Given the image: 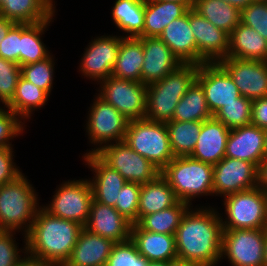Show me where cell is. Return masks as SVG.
Listing matches in <instances>:
<instances>
[{
    "label": "cell",
    "instance_id": "obj_1",
    "mask_svg": "<svg viewBox=\"0 0 267 266\" xmlns=\"http://www.w3.org/2000/svg\"><path fill=\"white\" fill-rule=\"evenodd\" d=\"M218 209L190 206L175 233L178 261L217 266L221 261L222 224Z\"/></svg>",
    "mask_w": 267,
    "mask_h": 266
},
{
    "label": "cell",
    "instance_id": "obj_2",
    "mask_svg": "<svg viewBox=\"0 0 267 266\" xmlns=\"http://www.w3.org/2000/svg\"><path fill=\"white\" fill-rule=\"evenodd\" d=\"M83 228L78 222L53 216L41 206L26 234V255L36 261L64 266Z\"/></svg>",
    "mask_w": 267,
    "mask_h": 266
},
{
    "label": "cell",
    "instance_id": "obj_3",
    "mask_svg": "<svg viewBox=\"0 0 267 266\" xmlns=\"http://www.w3.org/2000/svg\"><path fill=\"white\" fill-rule=\"evenodd\" d=\"M198 64L182 63L163 79L147 85L148 120L166 123L172 120L176 105L196 81Z\"/></svg>",
    "mask_w": 267,
    "mask_h": 266
},
{
    "label": "cell",
    "instance_id": "obj_4",
    "mask_svg": "<svg viewBox=\"0 0 267 266\" xmlns=\"http://www.w3.org/2000/svg\"><path fill=\"white\" fill-rule=\"evenodd\" d=\"M38 196L24 173L0 185V230L21 231L26 236L41 207Z\"/></svg>",
    "mask_w": 267,
    "mask_h": 266
},
{
    "label": "cell",
    "instance_id": "obj_5",
    "mask_svg": "<svg viewBox=\"0 0 267 266\" xmlns=\"http://www.w3.org/2000/svg\"><path fill=\"white\" fill-rule=\"evenodd\" d=\"M179 201L192 206L201 196H213V165L191 156L175 157L162 171Z\"/></svg>",
    "mask_w": 267,
    "mask_h": 266
},
{
    "label": "cell",
    "instance_id": "obj_6",
    "mask_svg": "<svg viewBox=\"0 0 267 266\" xmlns=\"http://www.w3.org/2000/svg\"><path fill=\"white\" fill-rule=\"evenodd\" d=\"M124 142L162 171L175 157L166 123L146 118L128 122Z\"/></svg>",
    "mask_w": 267,
    "mask_h": 266
},
{
    "label": "cell",
    "instance_id": "obj_7",
    "mask_svg": "<svg viewBox=\"0 0 267 266\" xmlns=\"http://www.w3.org/2000/svg\"><path fill=\"white\" fill-rule=\"evenodd\" d=\"M222 229H267V194L257 186L223 197Z\"/></svg>",
    "mask_w": 267,
    "mask_h": 266
},
{
    "label": "cell",
    "instance_id": "obj_8",
    "mask_svg": "<svg viewBox=\"0 0 267 266\" xmlns=\"http://www.w3.org/2000/svg\"><path fill=\"white\" fill-rule=\"evenodd\" d=\"M86 121L88 140L95 148L85 154L97 153L107 144L124 141L129 120L111 104L95 95ZM98 145V146H97Z\"/></svg>",
    "mask_w": 267,
    "mask_h": 266
},
{
    "label": "cell",
    "instance_id": "obj_9",
    "mask_svg": "<svg viewBox=\"0 0 267 266\" xmlns=\"http://www.w3.org/2000/svg\"><path fill=\"white\" fill-rule=\"evenodd\" d=\"M58 186L49 205L42 207L53 216L85 226L93 201L89 179L67 180Z\"/></svg>",
    "mask_w": 267,
    "mask_h": 266
},
{
    "label": "cell",
    "instance_id": "obj_10",
    "mask_svg": "<svg viewBox=\"0 0 267 266\" xmlns=\"http://www.w3.org/2000/svg\"><path fill=\"white\" fill-rule=\"evenodd\" d=\"M266 229H223L220 259L231 266H264Z\"/></svg>",
    "mask_w": 267,
    "mask_h": 266
},
{
    "label": "cell",
    "instance_id": "obj_11",
    "mask_svg": "<svg viewBox=\"0 0 267 266\" xmlns=\"http://www.w3.org/2000/svg\"><path fill=\"white\" fill-rule=\"evenodd\" d=\"M95 154L127 182L142 185L155 180L161 174L156 166L131 149L124 141L107 144Z\"/></svg>",
    "mask_w": 267,
    "mask_h": 266
},
{
    "label": "cell",
    "instance_id": "obj_12",
    "mask_svg": "<svg viewBox=\"0 0 267 266\" xmlns=\"http://www.w3.org/2000/svg\"><path fill=\"white\" fill-rule=\"evenodd\" d=\"M99 85L97 95L116 108L129 121L145 117L146 84L109 76Z\"/></svg>",
    "mask_w": 267,
    "mask_h": 266
},
{
    "label": "cell",
    "instance_id": "obj_13",
    "mask_svg": "<svg viewBox=\"0 0 267 266\" xmlns=\"http://www.w3.org/2000/svg\"><path fill=\"white\" fill-rule=\"evenodd\" d=\"M121 42L122 36L113 34L92 39L81 57L79 72L82 76L98 84L112 76Z\"/></svg>",
    "mask_w": 267,
    "mask_h": 266
},
{
    "label": "cell",
    "instance_id": "obj_14",
    "mask_svg": "<svg viewBox=\"0 0 267 266\" xmlns=\"http://www.w3.org/2000/svg\"><path fill=\"white\" fill-rule=\"evenodd\" d=\"M257 174L258 168L253 163L224 157L213 166V196L224 197L254 188Z\"/></svg>",
    "mask_w": 267,
    "mask_h": 266
},
{
    "label": "cell",
    "instance_id": "obj_15",
    "mask_svg": "<svg viewBox=\"0 0 267 266\" xmlns=\"http://www.w3.org/2000/svg\"><path fill=\"white\" fill-rule=\"evenodd\" d=\"M218 63L230 75L241 96L251 101L267 97V61L226 57Z\"/></svg>",
    "mask_w": 267,
    "mask_h": 266
},
{
    "label": "cell",
    "instance_id": "obj_16",
    "mask_svg": "<svg viewBox=\"0 0 267 266\" xmlns=\"http://www.w3.org/2000/svg\"><path fill=\"white\" fill-rule=\"evenodd\" d=\"M196 81L204 90L212 116L225 104L235 102L241 96L230 75L218 62L199 65Z\"/></svg>",
    "mask_w": 267,
    "mask_h": 266
},
{
    "label": "cell",
    "instance_id": "obj_17",
    "mask_svg": "<svg viewBox=\"0 0 267 266\" xmlns=\"http://www.w3.org/2000/svg\"><path fill=\"white\" fill-rule=\"evenodd\" d=\"M190 27L197 45L198 65L219 62L227 57L228 33L215 27L193 9H190Z\"/></svg>",
    "mask_w": 267,
    "mask_h": 266
},
{
    "label": "cell",
    "instance_id": "obj_18",
    "mask_svg": "<svg viewBox=\"0 0 267 266\" xmlns=\"http://www.w3.org/2000/svg\"><path fill=\"white\" fill-rule=\"evenodd\" d=\"M143 45L141 82L149 85L163 79L182 63L159 37H137Z\"/></svg>",
    "mask_w": 267,
    "mask_h": 266
},
{
    "label": "cell",
    "instance_id": "obj_19",
    "mask_svg": "<svg viewBox=\"0 0 267 266\" xmlns=\"http://www.w3.org/2000/svg\"><path fill=\"white\" fill-rule=\"evenodd\" d=\"M264 129L246 125L231 129L226 142L225 157L246 160L257 168L265 159Z\"/></svg>",
    "mask_w": 267,
    "mask_h": 266
},
{
    "label": "cell",
    "instance_id": "obj_20",
    "mask_svg": "<svg viewBox=\"0 0 267 266\" xmlns=\"http://www.w3.org/2000/svg\"><path fill=\"white\" fill-rule=\"evenodd\" d=\"M132 223L114 207L93 199L89 218L84 226L89 232L111 239L114 243L130 239Z\"/></svg>",
    "mask_w": 267,
    "mask_h": 266
},
{
    "label": "cell",
    "instance_id": "obj_21",
    "mask_svg": "<svg viewBox=\"0 0 267 266\" xmlns=\"http://www.w3.org/2000/svg\"><path fill=\"white\" fill-rule=\"evenodd\" d=\"M82 158L85 165L94 173V177L89 179L93 199L115 207L119 191L127 181L116 170L106 165L95 153L84 154Z\"/></svg>",
    "mask_w": 267,
    "mask_h": 266
},
{
    "label": "cell",
    "instance_id": "obj_22",
    "mask_svg": "<svg viewBox=\"0 0 267 266\" xmlns=\"http://www.w3.org/2000/svg\"><path fill=\"white\" fill-rule=\"evenodd\" d=\"M229 132L230 129L214 117L203 121L199 138L189 156L214 166L225 157Z\"/></svg>",
    "mask_w": 267,
    "mask_h": 266
},
{
    "label": "cell",
    "instance_id": "obj_23",
    "mask_svg": "<svg viewBox=\"0 0 267 266\" xmlns=\"http://www.w3.org/2000/svg\"><path fill=\"white\" fill-rule=\"evenodd\" d=\"M159 38L181 63L198 64L197 45L190 27V9L180 18L170 22Z\"/></svg>",
    "mask_w": 267,
    "mask_h": 266
},
{
    "label": "cell",
    "instance_id": "obj_24",
    "mask_svg": "<svg viewBox=\"0 0 267 266\" xmlns=\"http://www.w3.org/2000/svg\"><path fill=\"white\" fill-rule=\"evenodd\" d=\"M130 239L148 262H174L178 260L175 235L154 233L132 224Z\"/></svg>",
    "mask_w": 267,
    "mask_h": 266
},
{
    "label": "cell",
    "instance_id": "obj_25",
    "mask_svg": "<svg viewBox=\"0 0 267 266\" xmlns=\"http://www.w3.org/2000/svg\"><path fill=\"white\" fill-rule=\"evenodd\" d=\"M114 242L83 228L64 266H106Z\"/></svg>",
    "mask_w": 267,
    "mask_h": 266
},
{
    "label": "cell",
    "instance_id": "obj_26",
    "mask_svg": "<svg viewBox=\"0 0 267 266\" xmlns=\"http://www.w3.org/2000/svg\"><path fill=\"white\" fill-rule=\"evenodd\" d=\"M54 2V0H0V16L15 23H39L49 20L56 13Z\"/></svg>",
    "mask_w": 267,
    "mask_h": 266
},
{
    "label": "cell",
    "instance_id": "obj_27",
    "mask_svg": "<svg viewBox=\"0 0 267 266\" xmlns=\"http://www.w3.org/2000/svg\"><path fill=\"white\" fill-rule=\"evenodd\" d=\"M227 57L267 61V40L255 29L240 22L229 34Z\"/></svg>",
    "mask_w": 267,
    "mask_h": 266
},
{
    "label": "cell",
    "instance_id": "obj_28",
    "mask_svg": "<svg viewBox=\"0 0 267 266\" xmlns=\"http://www.w3.org/2000/svg\"><path fill=\"white\" fill-rule=\"evenodd\" d=\"M178 201L168 181L160 174L155 180L141 185L138 221L143 216L167 209Z\"/></svg>",
    "mask_w": 267,
    "mask_h": 266
},
{
    "label": "cell",
    "instance_id": "obj_29",
    "mask_svg": "<svg viewBox=\"0 0 267 266\" xmlns=\"http://www.w3.org/2000/svg\"><path fill=\"white\" fill-rule=\"evenodd\" d=\"M188 10L180 3L145 0L143 37H159L170 22Z\"/></svg>",
    "mask_w": 267,
    "mask_h": 266
},
{
    "label": "cell",
    "instance_id": "obj_30",
    "mask_svg": "<svg viewBox=\"0 0 267 266\" xmlns=\"http://www.w3.org/2000/svg\"><path fill=\"white\" fill-rule=\"evenodd\" d=\"M144 61L142 42L135 37H123L119 47L112 76L118 79L141 82V70Z\"/></svg>",
    "mask_w": 267,
    "mask_h": 266
},
{
    "label": "cell",
    "instance_id": "obj_31",
    "mask_svg": "<svg viewBox=\"0 0 267 266\" xmlns=\"http://www.w3.org/2000/svg\"><path fill=\"white\" fill-rule=\"evenodd\" d=\"M55 15L57 14L39 23H21L20 66L40 62L52 54L41 38L54 21Z\"/></svg>",
    "mask_w": 267,
    "mask_h": 266
},
{
    "label": "cell",
    "instance_id": "obj_32",
    "mask_svg": "<svg viewBox=\"0 0 267 266\" xmlns=\"http://www.w3.org/2000/svg\"><path fill=\"white\" fill-rule=\"evenodd\" d=\"M112 20L123 37H143L145 0H115Z\"/></svg>",
    "mask_w": 267,
    "mask_h": 266
},
{
    "label": "cell",
    "instance_id": "obj_33",
    "mask_svg": "<svg viewBox=\"0 0 267 266\" xmlns=\"http://www.w3.org/2000/svg\"><path fill=\"white\" fill-rule=\"evenodd\" d=\"M50 95L35 84L20 77L12 100L6 107L17 114L23 122H27L33 116V111H37L47 104Z\"/></svg>",
    "mask_w": 267,
    "mask_h": 266
},
{
    "label": "cell",
    "instance_id": "obj_34",
    "mask_svg": "<svg viewBox=\"0 0 267 266\" xmlns=\"http://www.w3.org/2000/svg\"><path fill=\"white\" fill-rule=\"evenodd\" d=\"M193 10L228 34L241 22V10L223 0H196Z\"/></svg>",
    "mask_w": 267,
    "mask_h": 266
},
{
    "label": "cell",
    "instance_id": "obj_35",
    "mask_svg": "<svg viewBox=\"0 0 267 266\" xmlns=\"http://www.w3.org/2000/svg\"><path fill=\"white\" fill-rule=\"evenodd\" d=\"M203 121L166 122L170 148L174 157L189 156L197 143Z\"/></svg>",
    "mask_w": 267,
    "mask_h": 266
},
{
    "label": "cell",
    "instance_id": "obj_36",
    "mask_svg": "<svg viewBox=\"0 0 267 266\" xmlns=\"http://www.w3.org/2000/svg\"><path fill=\"white\" fill-rule=\"evenodd\" d=\"M212 117L204 90L201 85L195 81L176 105L172 120L205 121Z\"/></svg>",
    "mask_w": 267,
    "mask_h": 266
},
{
    "label": "cell",
    "instance_id": "obj_37",
    "mask_svg": "<svg viewBox=\"0 0 267 266\" xmlns=\"http://www.w3.org/2000/svg\"><path fill=\"white\" fill-rule=\"evenodd\" d=\"M190 205L178 201L175 205L143 216L136 224L143 230L154 233L175 235L180 221Z\"/></svg>",
    "mask_w": 267,
    "mask_h": 266
},
{
    "label": "cell",
    "instance_id": "obj_38",
    "mask_svg": "<svg viewBox=\"0 0 267 266\" xmlns=\"http://www.w3.org/2000/svg\"><path fill=\"white\" fill-rule=\"evenodd\" d=\"M252 101L244 96L221 107L213 117L230 130L251 124Z\"/></svg>",
    "mask_w": 267,
    "mask_h": 266
},
{
    "label": "cell",
    "instance_id": "obj_39",
    "mask_svg": "<svg viewBox=\"0 0 267 266\" xmlns=\"http://www.w3.org/2000/svg\"><path fill=\"white\" fill-rule=\"evenodd\" d=\"M54 57L51 54L40 62L21 66V77L46 91L49 95L53 89Z\"/></svg>",
    "mask_w": 267,
    "mask_h": 266
},
{
    "label": "cell",
    "instance_id": "obj_40",
    "mask_svg": "<svg viewBox=\"0 0 267 266\" xmlns=\"http://www.w3.org/2000/svg\"><path fill=\"white\" fill-rule=\"evenodd\" d=\"M148 261L140 255L135 243L129 239L114 243L106 266H146Z\"/></svg>",
    "mask_w": 267,
    "mask_h": 266
},
{
    "label": "cell",
    "instance_id": "obj_41",
    "mask_svg": "<svg viewBox=\"0 0 267 266\" xmlns=\"http://www.w3.org/2000/svg\"><path fill=\"white\" fill-rule=\"evenodd\" d=\"M141 184L127 182L119 191L115 209L132 224L138 222V206Z\"/></svg>",
    "mask_w": 267,
    "mask_h": 266
},
{
    "label": "cell",
    "instance_id": "obj_42",
    "mask_svg": "<svg viewBox=\"0 0 267 266\" xmlns=\"http://www.w3.org/2000/svg\"><path fill=\"white\" fill-rule=\"evenodd\" d=\"M16 232L0 230V266H19L27 257L26 236L23 238V248L19 249L14 238Z\"/></svg>",
    "mask_w": 267,
    "mask_h": 266
},
{
    "label": "cell",
    "instance_id": "obj_43",
    "mask_svg": "<svg viewBox=\"0 0 267 266\" xmlns=\"http://www.w3.org/2000/svg\"><path fill=\"white\" fill-rule=\"evenodd\" d=\"M20 77L21 66L0 57V99L6 105L12 100Z\"/></svg>",
    "mask_w": 267,
    "mask_h": 266
},
{
    "label": "cell",
    "instance_id": "obj_44",
    "mask_svg": "<svg viewBox=\"0 0 267 266\" xmlns=\"http://www.w3.org/2000/svg\"><path fill=\"white\" fill-rule=\"evenodd\" d=\"M241 23L255 29L267 40V1L254 0L242 9Z\"/></svg>",
    "mask_w": 267,
    "mask_h": 266
},
{
    "label": "cell",
    "instance_id": "obj_45",
    "mask_svg": "<svg viewBox=\"0 0 267 266\" xmlns=\"http://www.w3.org/2000/svg\"><path fill=\"white\" fill-rule=\"evenodd\" d=\"M25 126V122H22V119L7 107L0 110V148H12L11 140L22 135Z\"/></svg>",
    "mask_w": 267,
    "mask_h": 266
},
{
    "label": "cell",
    "instance_id": "obj_46",
    "mask_svg": "<svg viewBox=\"0 0 267 266\" xmlns=\"http://www.w3.org/2000/svg\"><path fill=\"white\" fill-rule=\"evenodd\" d=\"M21 23H15L0 42V57L20 65Z\"/></svg>",
    "mask_w": 267,
    "mask_h": 266
},
{
    "label": "cell",
    "instance_id": "obj_47",
    "mask_svg": "<svg viewBox=\"0 0 267 266\" xmlns=\"http://www.w3.org/2000/svg\"><path fill=\"white\" fill-rule=\"evenodd\" d=\"M13 152V148H0V185L14 181L22 174L21 169L14 162Z\"/></svg>",
    "mask_w": 267,
    "mask_h": 266
},
{
    "label": "cell",
    "instance_id": "obj_48",
    "mask_svg": "<svg viewBox=\"0 0 267 266\" xmlns=\"http://www.w3.org/2000/svg\"><path fill=\"white\" fill-rule=\"evenodd\" d=\"M251 124L267 129V97L252 101Z\"/></svg>",
    "mask_w": 267,
    "mask_h": 266
},
{
    "label": "cell",
    "instance_id": "obj_49",
    "mask_svg": "<svg viewBox=\"0 0 267 266\" xmlns=\"http://www.w3.org/2000/svg\"><path fill=\"white\" fill-rule=\"evenodd\" d=\"M257 187L267 194V158L258 166Z\"/></svg>",
    "mask_w": 267,
    "mask_h": 266
},
{
    "label": "cell",
    "instance_id": "obj_50",
    "mask_svg": "<svg viewBox=\"0 0 267 266\" xmlns=\"http://www.w3.org/2000/svg\"><path fill=\"white\" fill-rule=\"evenodd\" d=\"M14 24V21L0 16V42L4 39Z\"/></svg>",
    "mask_w": 267,
    "mask_h": 266
},
{
    "label": "cell",
    "instance_id": "obj_51",
    "mask_svg": "<svg viewBox=\"0 0 267 266\" xmlns=\"http://www.w3.org/2000/svg\"><path fill=\"white\" fill-rule=\"evenodd\" d=\"M228 4H231L232 6L242 10L244 9L248 4L252 3L254 0H223Z\"/></svg>",
    "mask_w": 267,
    "mask_h": 266
},
{
    "label": "cell",
    "instance_id": "obj_52",
    "mask_svg": "<svg viewBox=\"0 0 267 266\" xmlns=\"http://www.w3.org/2000/svg\"><path fill=\"white\" fill-rule=\"evenodd\" d=\"M19 266H57V265L43 263L41 261H36L26 257L25 260Z\"/></svg>",
    "mask_w": 267,
    "mask_h": 266
},
{
    "label": "cell",
    "instance_id": "obj_53",
    "mask_svg": "<svg viewBox=\"0 0 267 266\" xmlns=\"http://www.w3.org/2000/svg\"><path fill=\"white\" fill-rule=\"evenodd\" d=\"M158 1L184 4L188 9H193L196 2V0H158Z\"/></svg>",
    "mask_w": 267,
    "mask_h": 266
},
{
    "label": "cell",
    "instance_id": "obj_54",
    "mask_svg": "<svg viewBox=\"0 0 267 266\" xmlns=\"http://www.w3.org/2000/svg\"><path fill=\"white\" fill-rule=\"evenodd\" d=\"M170 266H199L196 264H192L189 262H182V261H174V262H170Z\"/></svg>",
    "mask_w": 267,
    "mask_h": 266
},
{
    "label": "cell",
    "instance_id": "obj_55",
    "mask_svg": "<svg viewBox=\"0 0 267 266\" xmlns=\"http://www.w3.org/2000/svg\"><path fill=\"white\" fill-rule=\"evenodd\" d=\"M146 266H170V262H148Z\"/></svg>",
    "mask_w": 267,
    "mask_h": 266
},
{
    "label": "cell",
    "instance_id": "obj_56",
    "mask_svg": "<svg viewBox=\"0 0 267 266\" xmlns=\"http://www.w3.org/2000/svg\"><path fill=\"white\" fill-rule=\"evenodd\" d=\"M264 266H267V229H266V240H265Z\"/></svg>",
    "mask_w": 267,
    "mask_h": 266
},
{
    "label": "cell",
    "instance_id": "obj_57",
    "mask_svg": "<svg viewBox=\"0 0 267 266\" xmlns=\"http://www.w3.org/2000/svg\"><path fill=\"white\" fill-rule=\"evenodd\" d=\"M264 135H265V143H264L265 158H267V129L264 130Z\"/></svg>",
    "mask_w": 267,
    "mask_h": 266
},
{
    "label": "cell",
    "instance_id": "obj_58",
    "mask_svg": "<svg viewBox=\"0 0 267 266\" xmlns=\"http://www.w3.org/2000/svg\"><path fill=\"white\" fill-rule=\"evenodd\" d=\"M0 102L3 104V106H0V110L5 109L6 108V104L0 99Z\"/></svg>",
    "mask_w": 267,
    "mask_h": 266
}]
</instances>
